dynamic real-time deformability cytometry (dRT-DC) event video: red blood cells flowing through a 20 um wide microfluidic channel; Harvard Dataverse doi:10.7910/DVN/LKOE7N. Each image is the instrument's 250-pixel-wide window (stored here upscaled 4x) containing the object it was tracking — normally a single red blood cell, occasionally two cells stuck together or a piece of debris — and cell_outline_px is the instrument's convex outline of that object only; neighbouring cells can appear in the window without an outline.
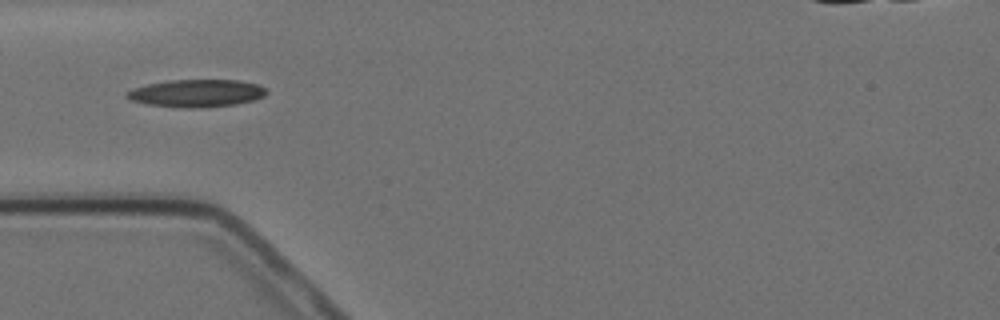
{"species": "Egyptian fruit bat (a non-hibernating species)", "species_latin": "Rousettus aegyptiacus", "temperature_condition": "cold", "stored_images_in_passage": 12, "segment_of_instrument_passage": [1, 2], "camera_frame_rate_fps": 3000, "um_per_image_px": 0.085, "animal": {"sex": "female"}, "frame": {"image": 1, "passage_image": 1, "time_ms": 0.0, "image_size_px": [1000, 320], "cell_outline_px": [[268, 92], [264, 96], [252, 100], [236, 104], [192, 108], [188, 108], [148, 104], [132, 100], [124, 96], [124, 92], [132, 88], [148, 84], [168, 80], [240, 80], [256, 84], [268, 88]], "centroid_in_image_um": [16.7, 7.91], "position_along_channel_um": 68.3, "area_um2": 22.37}}
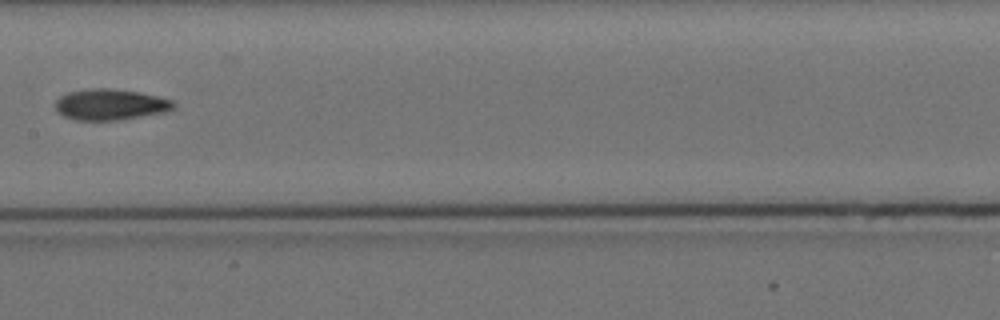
{"frame": {"image": 2, "passage_image": 4, "time_ms": 3.667, "image_size_px": [1000, 320], "cell_outline_px": [[176, 108], [164, 112], [120, 120], [76, 120], [64, 116], [56, 112], [56, 100], [60, 96], [68, 92], [88, 88], [112, 88], [140, 92], [172, 100], [176, 104]], "centroid_in_image_um": [9.37, 8.88], "position_along_channel_um": 198.0, "area_um2": 21.5}}
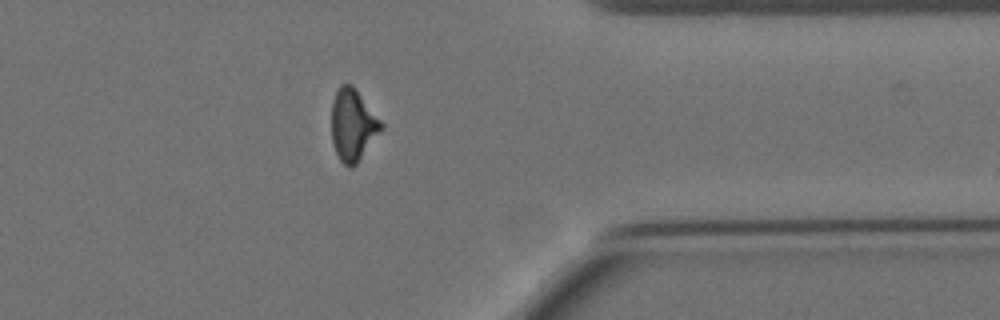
{"frame": {"image": 3, "passage_image": 9, "time_ms": 9.333, "image_size_px": [1000, 320], "cell_outline_px": [[384, 128], [356, 164], [352, 168], [348, 168], [340, 160], [332, 144], [332, 100], [340, 84], [352, 84], [384, 124]], "centroid_in_image_um": [30.0, 10.63], "position_along_channel_um": 381.4, "area_um2": 20.81}}